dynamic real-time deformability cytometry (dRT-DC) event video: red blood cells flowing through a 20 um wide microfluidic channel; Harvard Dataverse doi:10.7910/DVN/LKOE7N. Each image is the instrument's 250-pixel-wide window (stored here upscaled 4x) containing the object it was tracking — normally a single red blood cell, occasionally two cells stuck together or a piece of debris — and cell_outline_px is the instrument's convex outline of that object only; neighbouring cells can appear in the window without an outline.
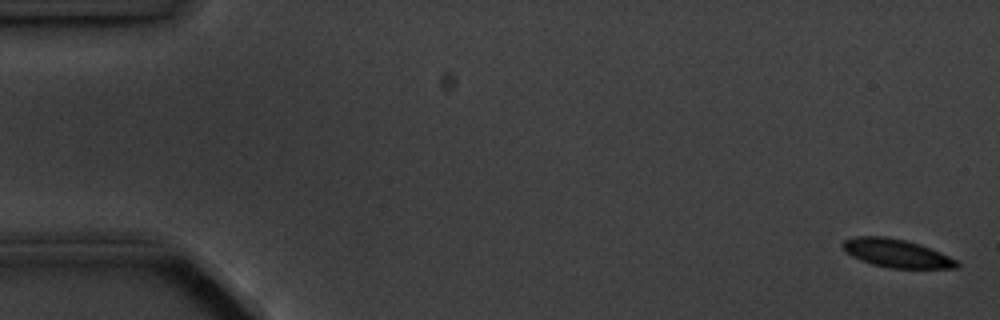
{"species": "common noctule bat (a hibernating species)", "species_latin": "Nyctalus noctula", "temperature_condition": "cold", "stored_images_in_passage": 3, "camera_frame_rate_fps": 3000, "um_per_image_px": 0.085, "animal": {"sex": "male", "body_mass_g": 20.1, "forearm_length_mm": 53.5}, "frame": {"image": 1, "passage_image": 1, "time_ms": 0.0, "image_size_px": [1000, 320], "cell_outline_px": [[960, 268], [888, 268], [872, 264], [860, 260], [844, 252], [840, 244], [844, 240], [856, 236], [884, 236], [904, 240], [920, 244], [940, 252], [956, 260], [960, 264]], "centroid_in_image_um": [76.17, 21.53], "position_along_channel_um": 8.8, "area_um2": 18.9}}